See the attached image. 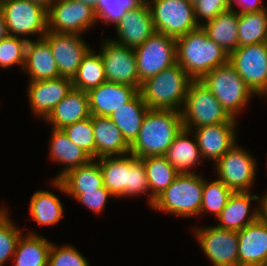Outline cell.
Wrapping results in <instances>:
<instances>
[{"mask_svg": "<svg viewBox=\"0 0 267 266\" xmlns=\"http://www.w3.org/2000/svg\"><path fill=\"white\" fill-rule=\"evenodd\" d=\"M233 191L223 184L218 178L208 181L204 178L203 197L200 215L213 214L218 217L226 206Z\"/></svg>", "mask_w": 267, "mask_h": 266, "instance_id": "obj_36", "label": "cell"}, {"mask_svg": "<svg viewBox=\"0 0 267 266\" xmlns=\"http://www.w3.org/2000/svg\"><path fill=\"white\" fill-rule=\"evenodd\" d=\"M90 48L83 56L77 73L72 78L74 89L88 92L106 81L105 70L99 52Z\"/></svg>", "mask_w": 267, "mask_h": 266, "instance_id": "obj_34", "label": "cell"}, {"mask_svg": "<svg viewBox=\"0 0 267 266\" xmlns=\"http://www.w3.org/2000/svg\"><path fill=\"white\" fill-rule=\"evenodd\" d=\"M259 198V195L251 192H233L224 209L215 218L218 221L216 226L239 231L255 222L259 218V205L251 210V202L258 201Z\"/></svg>", "mask_w": 267, "mask_h": 266, "instance_id": "obj_21", "label": "cell"}, {"mask_svg": "<svg viewBox=\"0 0 267 266\" xmlns=\"http://www.w3.org/2000/svg\"><path fill=\"white\" fill-rule=\"evenodd\" d=\"M49 139V158L56 164H62L64 168L52 180H59L69 170L89 163L92 158L79 146L74 144L62 129H51Z\"/></svg>", "mask_w": 267, "mask_h": 266, "instance_id": "obj_23", "label": "cell"}, {"mask_svg": "<svg viewBox=\"0 0 267 266\" xmlns=\"http://www.w3.org/2000/svg\"><path fill=\"white\" fill-rule=\"evenodd\" d=\"M229 6L231 10L240 13H249V12H257L263 9H266L265 6H262V0H228ZM239 7V9H235L233 5Z\"/></svg>", "mask_w": 267, "mask_h": 266, "instance_id": "obj_45", "label": "cell"}, {"mask_svg": "<svg viewBox=\"0 0 267 266\" xmlns=\"http://www.w3.org/2000/svg\"><path fill=\"white\" fill-rule=\"evenodd\" d=\"M200 81L212 92L226 112L235 119L255 96L229 62L217 66Z\"/></svg>", "mask_w": 267, "mask_h": 266, "instance_id": "obj_5", "label": "cell"}, {"mask_svg": "<svg viewBox=\"0 0 267 266\" xmlns=\"http://www.w3.org/2000/svg\"><path fill=\"white\" fill-rule=\"evenodd\" d=\"M23 72L29 75L30 81L28 82L48 80L60 76L49 43L44 38L28 40Z\"/></svg>", "mask_w": 267, "mask_h": 266, "instance_id": "obj_22", "label": "cell"}, {"mask_svg": "<svg viewBox=\"0 0 267 266\" xmlns=\"http://www.w3.org/2000/svg\"><path fill=\"white\" fill-rule=\"evenodd\" d=\"M8 36H9V33H8L7 26L5 23V18L0 9V41H2L4 38Z\"/></svg>", "mask_w": 267, "mask_h": 266, "instance_id": "obj_48", "label": "cell"}, {"mask_svg": "<svg viewBox=\"0 0 267 266\" xmlns=\"http://www.w3.org/2000/svg\"><path fill=\"white\" fill-rule=\"evenodd\" d=\"M9 36L38 35L43 38L48 31L47 11L30 0H0Z\"/></svg>", "mask_w": 267, "mask_h": 266, "instance_id": "obj_9", "label": "cell"}, {"mask_svg": "<svg viewBox=\"0 0 267 266\" xmlns=\"http://www.w3.org/2000/svg\"><path fill=\"white\" fill-rule=\"evenodd\" d=\"M237 142L213 165L216 178L233 192H251L257 170V161Z\"/></svg>", "mask_w": 267, "mask_h": 266, "instance_id": "obj_8", "label": "cell"}, {"mask_svg": "<svg viewBox=\"0 0 267 266\" xmlns=\"http://www.w3.org/2000/svg\"><path fill=\"white\" fill-rule=\"evenodd\" d=\"M48 31L84 34L97 23L94 9L76 0H56L49 11Z\"/></svg>", "mask_w": 267, "mask_h": 266, "instance_id": "obj_12", "label": "cell"}, {"mask_svg": "<svg viewBox=\"0 0 267 266\" xmlns=\"http://www.w3.org/2000/svg\"><path fill=\"white\" fill-rule=\"evenodd\" d=\"M25 235L18 239L13 266H47L52 242L33 231Z\"/></svg>", "mask_w": 267, "mask_h": 266, "instance_id": "obj_30", "label": "cell"}, {"mask_svg": "<svg viewBox=\"0 0 267 266\" xmlns=\"http://www.w3.org/2000/svg\"><path fill=\"white\" fill-rule=\"evenodd\" d=\"M141 160L146 170L150 195L156 199L180 173L167 161L164 155L143 157Z\"/></svg>", "mask_w": 267, "mask_h": 266, "instance_id": "obj_33", "label": "cell"}, {"mask_svg": "<svg viewBox=\"0 0 267 266\" xmlns=\"http://www.w3.org/2000/svg\"><path fill=\"white\" fill-rule=\"evenodd\" d=\"M140 2H147L148 0H139Z\"/></svg>", "mask_w": 267, "mask_h": 266, "instance_id": "obj_52", "label": "cell"}, {"mask_svg": "<svg viewBox=\"0 0 267 266\" xmlns=\"http://www.w3.org/2000/svg\"><path fill=\"white\" fill-rule=\"evenodd\" d=\"M164 156L180 174L196 173L192 171V169L197 167V165L203 161L194 134L192 131L185 128H183L175 137V140Z\"/></svg>", "mask_w": 267, "mask_h": 266, "instance_id": "obj_27", "label": "cell"}, {"mask_svg": "<svg viewBox=\"0 0 267 266\" xmlns=\"http://www.w3.org/2000/svg\"><path fill=\"white\" fill-rule=\"evenodd\" d=\"M78 203L87 207L95 215H99L105 210V206L109 198H115L104 185L97 190L85 191V193H64Z\"/></svg>", "mask_w": 267, "mask_h": 266, "instance_id": "obj_42", "label": "cell"}, {"mask_svg": "<svg viewBox=\"0 0 267 266\" xmlns=\"http://www.w3.org/2000/svg\"><path fill=\"white\" fill-rule=\"evenodd\" d=\"M78 2L84 3L90 7H92L93 9H95V7L97 6L99 0H76Z\"/></svg>", "mask_w": 267, "mask_h": 266, "instance_id": "obj_50", "label": "cell"}, {"mask_svg": "<svg viewBox=\"0 0 267 266\" xmlns=\"http://www.w3.org/2000/svg\"><path fill=\"white\" fill-rule=\"evenodd\" d=\"M94 12L97 23H99L98 21L105 24L114 23V26H116L125 15L126 10L117 4L115 0H99Z\"/></svg>", "mask_w": 267, "mask_h": 266, "instance_id": "obj_44", "label": "cell"}, {"mask_svg": "<svg viewBox=\"0 0 267 266\" xmlns=\"http://www.w3.org/2000/svg\"><path fill=\"white\" fill-rule=\"evenodd\" d=\"M237 124L205 125L191 130L204 160L215 164L237 142Z\"/></svg>", "mask_w": 267, "mask_h": 266, "instance_id": "obj_18", "label": "cell"}, {"mask_svg": "<svg viewBox=\"0 0 267 266\" xmlns=\"http://www.w3.org/2000/svg\"><path fill=\"white\" fill-rule=\"evenodd\" d=\"M95 138V159L130 153V144L109 117L92 116Z\"/></svg>", "mask_w": 267, "mask_h": 266, "instance_id": "obj_24", "label": "cell"}, {"mask_svg": "<svg viewBox=\"0 0 267 266\" xmlns=\"http://www.w3.org/2000/svg\"><path fill=\"white\" fill-rule=\"evenodd\" d=\"M228 62L256 96L267 97V42L238 47Z\"/></svg>", "mask_w": 267, "mask_h": 266, "instance_id": "obj_11", "label": "cell"}, {"mask_svg": "<svg viewBox=\"0 0 267 266\" xmlns=\"http://www.w3.org/2000/svg\"><path fill=\"white\" fill-rule=\"evenodd\" d=\"M73 245L57 246L52 242L47 266H90L86 257Z\"/></svg>", "mask_w": 267, "mask_h": 266, "instance_id": "obj_41", "label": "cell"}, {"mask_svg": "<svg viewBox=\"0 0 267 266\" xmlns=\"http://www.w3.org/2000/svg\"><path fill=\"white\" fill-rule=\"evenodd\" d=\"M54 188L62 193H85L103 186V175L99 162L92 159L89 163L69 170L59 180H52Z\"/></svg>", "mask_w": 267, "mask_h": 266, "instance_id": "obj_26", "label": "cell"}, {"mask_svg": "<svg viewBox=\"0 0 267 266\" xmlns=\"http://www.w3.org/2000/svg\"><path fill=\"white\" fill-rule=\"evenodd\" d=\"M238 232V266L267 265V224L260 218Z\"/></svg>", "mask_w": 267, "mask_h": 266, "instance_id": "obj_19", "label": "cell"}, {"mask_svg": "<svg viewBox=\"0 0 267 266\" xmlns=\"http://www.w3.org/2000/svg\"><path fill=\"white\" fill-rule=\"evenodd\" d=\"M149 110L139 92L131 101L112 112L109 118L120 129L126 141L131 145L138 137L143 119Z\"/></svg>", "mask_w": 267, "mask_h": 266, "instance_id": "obj_31", "label": "cell"}, {"mask_svg": "<svg viewBox=\"0 0 267 266\" xmlns=\"http://www.w3.org/2000/svg\"><path fill=\"white\" fill-rule=\"evenodd\" d=\"M115 2L126 11L134 9L141 3L139 0H115Z\"/></svg>", "mask_w": 267, "mask_h": 266, "instance_id": "obj_47", "label": "cell"}, {"mask_svg": "<svg viewBox=\"0 0 267 266\" xmlns=\"http://www.w3.org/2000/svg\"><path fill=\"white\" fill-rule=\"evenodd\" d=\"M192 81L187 72L176 63L144 81L139 92L149 109L181 112Z\"/></svg>", "mask_w": 267, "mask_h": 266, "instance_id": "obj_3", "label": "cell"}, {"mask_svg": "<svg viewBox=\"0 0 267 266\" xmlns=\"http://www.w3.org/2000/svg\"><path fill=\"white\" fill-rule=\"evenodd\" d=\"M177 64L193 80H201L217 66L228 62L229 55L211 40L200 26L176 38Z\"/></svg>", "mask_w": 267, "mask_h": 266, "instance_id": "obj_2", "label": "cell"}, {"mask_svg": "<svg viewBox=\"0 0 267 266\" xmlns=\"http://www.w3.org/2000/svg\"><path fill=\"white\" fill-rule=\"evenodd\" d=\"M6 207L0 208V266L10 259H13L15 254L18 239L24 229L17 227L11 218L8 216Z\"/></svg>", "mask_w": 267, "mask_h": 266, "instance_id": "obj_37", "label": "cell"}, {"mask_svg": "<svg viewBox=\"0 0 267 266\" xmlns=\"http://www.w3.org/2000/svg\"><path fill=\"white\" fill-rule=\"evenodd\" d=\"M192 234L213 266H238L237 231L211 225L195 227Z\"/></svg>", "mask_w": 267, "mask_h": 266, "instance_id": "obj_13", "label": "cell"}, {"mask_svg": "<svg viewBox=\"0 0 267 266\" xmlns=\"http://www.w3.org/2000/svg\"><path fill=\"white\" fill-rule=\"evenodd\" d=\"M90 116L87 92L72 88L43 121L50 124V126L52 124L51 128L63 129Z\"/></svg>", "mask_w": 267, "mask_h": 266, "instance_id": "obj_25", "label": "cell"}, {"mask_svg": "<svg viewBox=\"0 0 267 266\" xmlns=\"http://www.w3.org/2000/svg\"><path fill=\"white\" fill-rule=\"evenodd\" d=\"M134 51L140 88L144 81L177 63L176 39L164 33L154 32Z\"/></svg>", "mask_w": 267, "mask_h": 266, "instance_id": "obj_10", "label": "cell"}, {"mask_svg": "<svg viewBox=\"0 0 267 266\" xmlns=\"http://www.w3.org/2000/svg\"><path fill=\"white\" fill-rule=\"evenodd\" d=\"M100 56L103 61L106 81L125 84L140 90L134 48L115 43L110 38L103 39Z\"/></svg>", "mask_w": 267, "mask_h": 266, "instance_id": "obj_14", "label": "cell"}, {"mask_svg": "<svg viewBox=\"0 0 267 266\" xmlns=\"http://www.w3.org/2000/svg\"><path fill=\"white\" fill-rule=\"evenodd\" d=\"M138 93L139 89L135 87L105 81L87 92L90 113L92 116L109 117L112 112L131 101Z\"/></svg>", "mask_w": 267, "mask_h": 266, "instance_id": "obj_20", "label": "cell"}, {"mask_svg": "<svg viewBox=\"0 0 267 266\" xmlns=\"http://www.w3.org/2000/svg\"><path fill=\"white\" fill-rule=\"evenodd\" d=\"M181 116L183 127L190 131L205 125L238 123L200 80L190 83Z\"/></svg>", "mask_w": 267, "mask_h": 266, "instance_id": "obj_6", "label": "cell"}, {"mask_svg": "<svg viewBox=\"0 0 267 266\" xmlns=\"http://www.w3.org/2000/svg\"><path fill=\"white\" fill-rule=\"evenodd\" d=\"M193 7L195 19L199 26L214 19L220 13L230 10L228 0H198L193 4Z\"/></svg>", "mask_w": 267, "mask_h": 266, "instance_id": "obj_43", "label": "cell"}, {"mask_svg": "<svg viewBox=\"0 0 267 266\" xmlns=\"http://www.w3.org/2000/svg\"><path fill=\"white\" fill-rule=\"evenodd\" d=\"M32 1L34 4L42 7L43 9H45L47 12L49 11V9L51 8L52 4L56 1V0H30Z\"/></svg>", "mask_w": 267, "mask_h": 266, "instance_id": "obj_49", "label": "cell"}, {"mask_svg": "<svg viewBox=\"0 0 267 266\" xmlns=\"http://www.w3.org/2000/svg\"><path fill=\"white\" fill-rule=\"evenodd\" d=\"M183 128L180 111L149 109L130 153L139 159L165 155Z\"/></svg>", "mask_w": 267, "mask_h": 266, "instance_id": "obj_1", "label": "cell"}, {"mask_svg": "<svg viewBox=\"0 0 267 266\" xmlns=\"http://www.w3.org/2000/svg\"><path fill=\"white\" fill-rule=\"evenodd\" d=\"M258 202H259L258 203V205H259V218L264 223L267 224V190L263 194V196L261 195Z\"/></svg>", "mask_w": 267, "mask_h": 266, "instance_id": "obj_46", "label": "cell"}, {"mask_svg": "<svg viewBox=\"0 0 267 266\" xmlns=\"http://www.w3.org/2000/svg\"><path fill=\"white\" fill-rule=\"evenodd\" d=\"M43 38L49 43L60 77L72 79L91 45L82 39L81 34L47 31Z\"/></svg>", "mask_w": 267, "mask_h": 266, "instance_id": "obj_15", "label": "cell"}, {"mask_svg": "<svg viewBox=\"0 0 267 266\" xmlns=\"http://www.w3.org/2000/svg\"><path fill=\"white\" fill-rule=\"evenodd\" d=\"M29 213L41 226H54L64 215V207L59 197L49 190H37L31 196Z\"/></svg>", "mask_w": 267, "mask_h": 266, "instance_id": "obj_32", "label": "cell"}, {"mask_svg": "<svg viewBox=\"0 0 267 266\" xmlns=\"http://www.w3.org/2000/svg\"><path fill=\"white\" fill-rule=\"evenodd\" d=\"M149 191L150 189L143 161L130 153L129 196L138 197L142 194H148V205L152 207L155 199L150 195Z\"/></svg>", "mask_w": 267, "mask_h": 266, "instance_id": "obj_40", "label": "cell"}, {"mask_svg": "<svg viewBox=\"0 0 267 266\" xmlns=\"http://www.w3.org/2000/svg\"><path fill=\"white\" fill-rule=\"evenodd\" d=\"M146 3L156 32L176 39L200 27L193 3L188 0H148Z\"/></svg>", "mask_w": 267, "mask_h": 266, "instance_id": "obj_7", "label": "cell"}, {"mask_svg": "<svg viewBox=\"0 0 267 266\" xmlns=\"http://www.w3.org/2000/svg\"><path fill=\"white\" fill-rule=\"evenodd\" d=\"M238 21L239 13L230 9L203 23L201 27L229 55L238 48Z\"/></svg>", "mask_w": 267, "mask_h": 266, "instance_id": "obj_29", "label": "cell"}, {"mask_svg": "<svg viewBox=\"0 0 267 266\" xmlns=\"http://www.w3.org/2000/svg\"><path fill=\"white\" fill-rule=\"evenodd\" d=\"M27 86V96L33 116L44 120L73 88L72 79L60 76L32 81Z\"/></svg>", "mask_w": 267, "mask_h": 266, "instance_id": "obj_16", "label": "cell"}, {"mask_svg": "<svg viewBox=\"0 0 267 266\" xmlns=\"http://www.w3.org/2000/svg\"><path fill=\"white\" fill-rule=\"evenodd\" d=\"M117 38L111 39L115 43L135 48L142 45L155 31L149 6L141 2L125 15L114 27Z\"/></svg>", "mask_w": 267, "mask_h": 266, "instance_id": "obj_17", "label": "cell"}, {"mask_svg": "<svg viewBox=\"0 0 267 266\" xmlns=\"http://www.w3.org/2000/svg\"><path fill=\"white\" fill-rule=\"evenodd\" d=\"M62 130L74 144L84 150L92 159H95L92 115L84 120L68 125Z\"/></svg>", "mask_w": 267, "mask_h": 266, "instance_id": "obj_38", "label": "cell"}, {"mask_svg": "<svg viewBox=\"0 0 267 266\" xmlns=\"http://www.w3.org/2000/svg\"><path fill=\"white\" fill-rule=\"evenodd\" d=\"M188 1L194 4L198 0H188Z\"/></svg>", "mask_w": 267, "mask_h": 266, "instance_id": "obj_51", "label": "cell"}, {"mask_svg": "<svg viewBox=\"0 0 267 266\" xmlns=\"http://www.w3.org/2000/svg\"><path fill=\"white\" fill-rule=\"evenodd\" d=\"M204 177L199 173L179 174L173 183L155 199L151 207L176 217L200 216Z\"/></svg>", "mask_w": 267, "mask_h": 266, "instance_id": "obj_4", "label": "cell"}, {"mask_svg": "<svg viewBox=\"0 0 267 266\" xmlns=\"http://www.w3.org/2000/svg\"><path fill=\"white\" fill-rule=\"evenodd\" d=\"M96 160L101 168L104 187L117 199L129 198L130 153Z\"/></svg>", "mask_w": 267, "mask_h": 266, "instance_id": "obj_28", "label": "cell"}, {"mask_svg": "<svg viewBox=\"0 0 267 266\" xmlns=\"http://www.w3.org/2000/svg\"><path fill=\"white\" fill-rule=\"evenodd\" d=\"M27 42L26 38L15 36H8L0 41V67L3 70L17 65L23 70Z\"/></svg>", "mask_w": 267, "mask_h": 266, "instance_id": "obj_39", "label": "cell"}, {"mask_svg": "<svg viewBox=\"0 0 267 266\" xmlns=\"http://www.w3.org/2000/svg\"><path fill=\"white\" fill-rule=\"evenodd\" d=\"M267 42V8L257 12L240 13L238 47Z\"/></svg>", "mask_w": 267, "mask_h": 266, "instance_id": "obj_35", "label": "cell"}]
</instances>
